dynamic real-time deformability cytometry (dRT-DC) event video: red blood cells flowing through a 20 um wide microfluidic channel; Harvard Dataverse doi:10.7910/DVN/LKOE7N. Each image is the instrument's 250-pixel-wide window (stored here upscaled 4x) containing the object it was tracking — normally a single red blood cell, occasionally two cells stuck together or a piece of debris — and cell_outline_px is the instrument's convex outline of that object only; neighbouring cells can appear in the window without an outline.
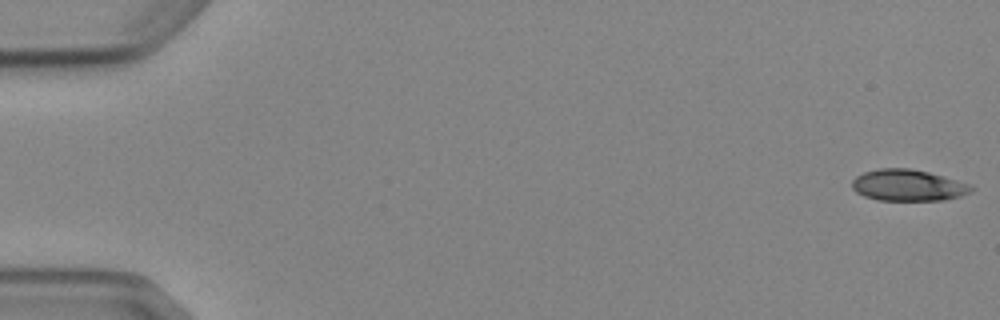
{"species": "Egyptian fruit bat (a non-hibernating species)", "species_latin": "Rousettus aegyptiacus", "temperature_condition": "cold", "stored_images_in_passage": 6, "camera_frame_rate_fps": 3000, "um_per_image_px": 0.085, "animal": {"sex": "female"}, "frame": {"image": 1, "passage_image": 1, "time_ms": 0.0, "image_size_px": [1000, 320], "cell_outline_px": [[976, 188], [972, 192], [960, 196], [944, 200], [876, 200], [864, 196], [856, 192], [852, 188], [852, 180], [856, 176], [864, 172], [880, 168], [908, 168], [928, 172], [944, 176], [972, 184]], "centroid_in_image_um": [77.21, 15.75], "position_along_channel_um": 7.8, "area_um2": 22.02}}
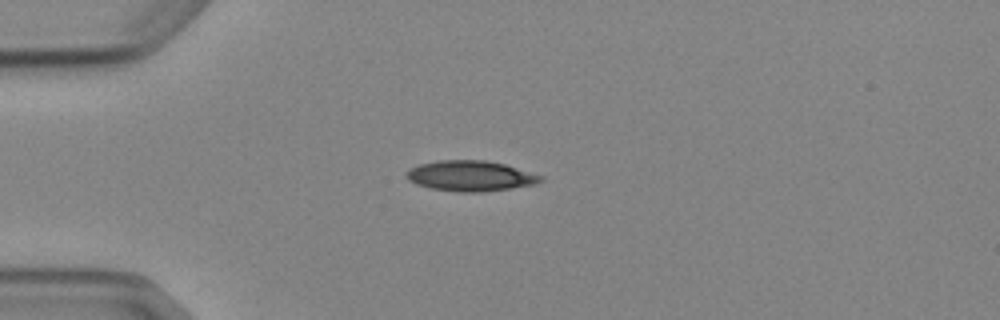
{"frame": {"image": 2, "passage_image": 5, "time_ms": 4.333, "image_size_px": [1000, 320], "cell_outline_px": [[544, 180], [536, 184], [484, 192], [460, 192], [432, 188], [416, 184], [408, 180], [404, 176], [408, 168], [420, 164], [440, 160], [484, 160], [504, 164], [544, 176]], "centroid_in_image_um": [39.98, 14.95], "position_along_channel_um": 45.0, "area_um2": 23.87}}